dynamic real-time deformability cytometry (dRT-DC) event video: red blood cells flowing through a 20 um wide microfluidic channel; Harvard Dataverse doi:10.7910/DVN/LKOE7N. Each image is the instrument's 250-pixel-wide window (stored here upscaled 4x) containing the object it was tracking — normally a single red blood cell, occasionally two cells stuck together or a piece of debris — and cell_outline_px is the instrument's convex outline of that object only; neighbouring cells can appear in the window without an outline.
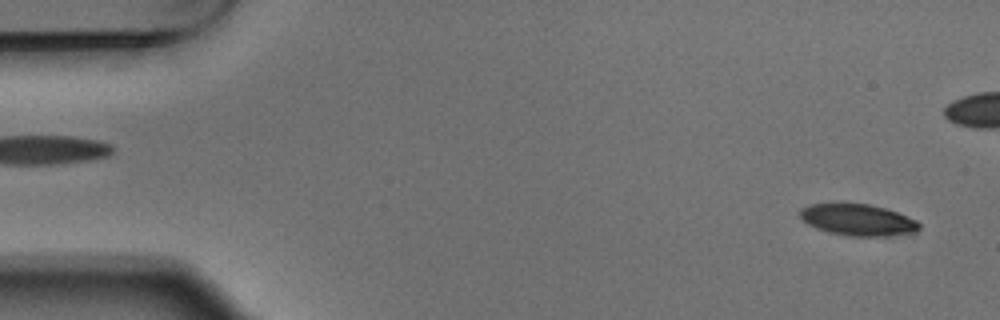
{"species": "Egyptian fruit bat (a non-hibernating species)", "species_latin": "Rousettus aegyptiacus", "temperature_condition": "warm", "stored_images_in_passage": 5, "segment_of_instrument_passage": [2, 2], "camera_frame_rate_fps": 3000, "um_per_image_px": 0.085, "animal": {"sex": "male"}, "frame": {"image": 1, "passage_image": 5, "time_ms": 1.333, "image_size_px": [1000, 320], "cell_outline_px": [[920, 228], [916, 232], [896, 236], [848, 236], [828, 232], [816, 228], [808, 224], [800, 216], [800, 208], [808, 204], [836, 200], [840, 200], [868, 204], [888, 208], [916, 220], [920, 224]], "centroid_in_image_um": [72.89, 18.64], "position_along_channel_um": 12.1, "area_um2": 22.95}}